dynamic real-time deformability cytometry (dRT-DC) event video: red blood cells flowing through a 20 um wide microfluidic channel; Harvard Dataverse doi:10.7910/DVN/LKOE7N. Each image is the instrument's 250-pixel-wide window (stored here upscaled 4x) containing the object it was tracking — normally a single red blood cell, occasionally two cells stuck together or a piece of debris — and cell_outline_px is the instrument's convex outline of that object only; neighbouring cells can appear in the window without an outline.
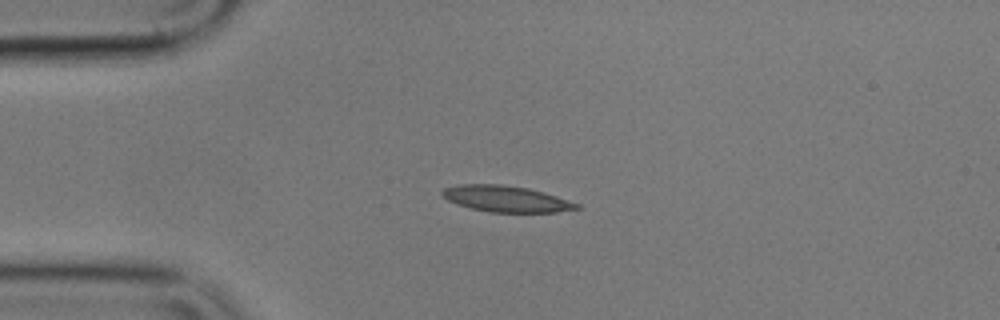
{"species": "common noctule bat (a hibernating species)", "species_latin": "Nyctalus noctula", "temperature_condition": "cold", "stored_images_in_passage": 43, "camera_frame_rate_fps": 3000, "um_per_image_px": 0.085, "animal": {"sex": "male", "body_mass_g": 17.9}, "frame": {"image": 1, "passage_image": 1, "time_ms": 0.0, "image_size_px": [1000, 320], "cell_outline_px": [[580, 208], [556, 212], [488, 212], [456, 204], [440, 196], [440, 192], [444, 188], [460, 184], [500, 184], [528, 188], [544, 192], [580, 204]], "centroid_in_image_um": [42.98, 16.9], "position_along_channel_um": 42.0, "area_um2": 20.52}}
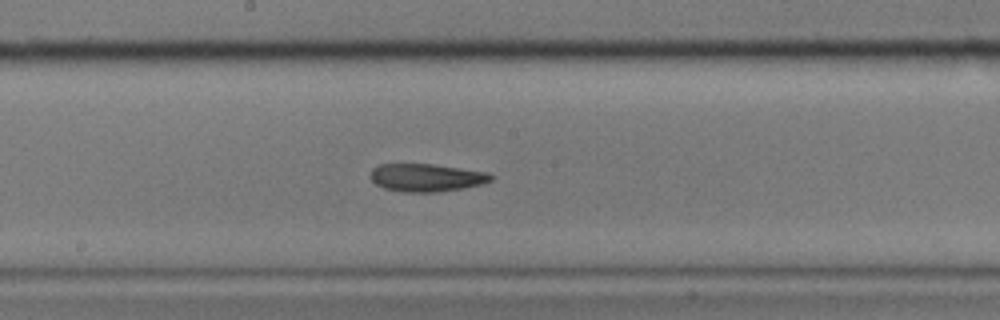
{"frame": {"image": 2, "passage_image": 17, "time_ms": 5.333, "image_size_px": [1000, 320], "cell_outline_px": [[496, 176], [492, 180], [484, 184], [464, 188], [436, 192], [400, 192], [384, 188], [376, 184], [368, 176], [372, 168], [380, 164], [432, 164], [488, 172]], "centroid_in_image_um": [36.26, 15.1], "position_along_channel_um": 211.9, "area_um2": 19.83}}
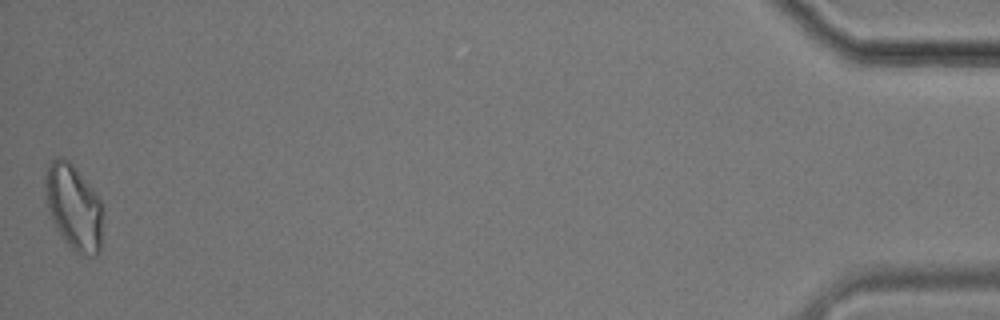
{"frame": {"image": 3, "passage_image": 43, "time_ms": 14.0, "image_size_px": [1000, 320], "cell_outline_px": [[100, 252], [96, 256], [80, 256], [64, 240], [52, 220], [44, 196], [44, 176], [48, 164], [56, 156], [64, 156], [76, 168], [92, 188], [100, 200]], "centroid_in_image_um": [6.21, 17.57], "position_along_channel_um": 429.0, "area_um2": 28.55}, "authors_computed_cell_mechanics": {"area_um2": 19.8832, "velocity_mm_per_s": 3.5783, "shape_relaxation_time_tau1_ms": 9.159, "shape_relaxation_time_tau2_ms": 2.4201, "deformation_change_tau1": 0.2064, "deformation_change_tau2": 0.0847}}